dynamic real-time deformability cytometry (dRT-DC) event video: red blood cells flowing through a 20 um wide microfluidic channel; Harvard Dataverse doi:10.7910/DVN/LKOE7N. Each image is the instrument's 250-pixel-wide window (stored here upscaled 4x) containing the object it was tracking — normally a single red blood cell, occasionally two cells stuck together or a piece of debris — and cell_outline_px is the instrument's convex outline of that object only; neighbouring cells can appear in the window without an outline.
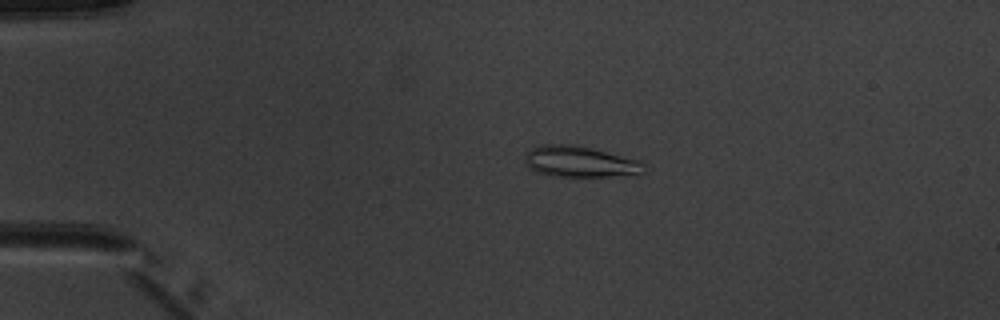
{"species": "common noctule bat (a hibernating species)", "species_latin": "Nyctalus noctula", "temperature_condition": "warm", "stored_images_in_passage": 4, "camera_frame_rate_fps": 3000, "um_per_image_px": 0.085, "animal": {"sex": "male", "body_mass_g": 20.1, "forearm_length_mm": 53.5}, "frame": {"image": 1, "passage_image": 3, "time_ms": 3.333, "image_size_px": [1000, 320], "cell_outline_px": [[648, 168], [644, 172], [608, 176], [548, 176], [536, 172], [528, 168], [524, 160], [524, 152], [532, 148], [544, 144], [576, 144], [640, 160], [648, 164]], "centroid_in_image_um": [49.27, 13.73], "position_along_channel_um": 35.7, "area_um2": 21.85}}